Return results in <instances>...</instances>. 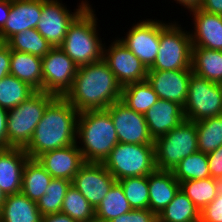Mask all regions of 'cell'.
I'll use <instances>...</instances> for the list:
<instances>
[{
  "instance_id": "74e56055",
  "label": "cell",
  "mask_w": 222,
  "mask_h": 222,
  "mask_svg": "<svg viewBox=\"0 0 222 222\" xmlns=\"http://www.w3.org/2000/svg\"><path fill=\"white\" fill-rule=\"evenodd\" d=\"M109 222H158V218L149 209H132L121 216L113 218Z\"/></svg>"
},
{
  "instance_id": "8d00e7d4",
  "label": "cell",
  "mask_w": 222,
  "mask_h": 222,
  "mask_svg": "<svg viewBox=\"0 0 222 222\" xmlns=\"http://www.w3.org/2000/svg\"><path fill=\"white\" fill-rule=\"evenodd\" d=\"M118 182L132 209H149L148 176L127 177Z\"/></svg>"
},
{
  "instance_id": "836d02e7",
  "label": "cell",
  "mask_w": 222,
  "mask_h": 222,
  "mask_svg": "<svg viewBox=\"0 0 222 222\" xmlns=\"http://www.w3.org/2000/svg\"><path fill=\"white\" fill-rule=\"evenodd\" d=\"M172 173L179 183L210 177L207 154L197 151L185 157L172 170Z\"/></svg>"
},
{
  "instance_id": "9c48e42d",
  "label": "cell",
  "mask_w": 222,
  "mask_h": 222,
  "mask_svg": "<svg viewBox=\"0 0 222 222\" xmlns=\"http://www.w3.org/2000/svg\"><path fill=\"white\" fill-rule=\"evenodd\" d=\"M186 120L197 122L222 114V84L190 76L188 95L183 106Z\"/></svg>"
},
{
  "instance_id": "5bb4252c",
  "label": "cell",
  "mask_w": 222,
  "mask_h": 222,
  "mask_svg": "<svg viewBox=\"0 0 222 222\" xmlns=\"http://www.w3.org/2000/svg\"><path fill=\"white\" fill-rule=\"evenodd\" d=\"M103 60L122 87L145 81L147 78L148 69L118 37L109 47L104 43Z\"/></svg>"
},
{
  "instance_id": "7bdbcfd3",
  "label": "cell",
  "mask_w": 222,
  "mask_h": 222,
  "mask_svg": "<svg viewBox=\"0 0 222 222\" xmlns=\"http://www.w3.org/2000/svg\"><path fill=\"white\" fill-rule=\"evenodd\" d=\"M199 9L211 14L222 15V0H202Z\"/></svg>"
},
{
  "instance_id": "1f68e13d",
  "label": "cell",
  "mask_w": 222,
  "mask_h": 222,
  "mask_svg": "<svg viewBox=\"0 0 222 222\" xmlns=\"http://www.w3.org/2000/svg\"><path fill=\"white\" fill-rule=\"evenodd\" d=\"M6 44L11 50L44 57L52 48L50 43L34 28L14 34Z\"/></svg>"
},
{
  "instance_id": "f35d334b",
  "label": "cell",
  "mask_w": 222,
  "mask_h": 222,
  "mask_svg": "<svg viewBox=\"0 0 222 222\" xmlns=\"http://www.w3.org/2000/svg\"><path fill=\"white\" fill-rule=\"evenodd\" d=\"M200 219L203 222H222V186L217 197L200 212Z\"/></svg>"
},
{
  "instance_id": "52a82bcc",
  "label": "cell",
  "mask_w": 222,
  "mask_h": 222,
  "mask_svg": "<svg viewBox=\"0 0 222 222\" xmlns=\"http://www.w3.org/2000/svg\"><path fill=\"white\" fill-rule=\"evenodd\" d=\"M197 151L196 124L185 119L176 128L154 140L156 169L172 171L181 160Z\"/></svg>"
},
{
  "instance_id": "7402d4cb",
  "label": "cell",
  "mask_w": 222,
  "mask_h": 222,
  "mask_svg": "<svg viewBox=\"0 0 222 222\" xmlns=\"http://www.w3.org/2000/svg\"><path fill=\"white\" fill-rule=\"evenodd\" d=\"M149 210L159 215L174 199L180 189V183L172 171L155 170L148 175Z\"/></svg>"
},
{
  "instance_id": "d6986e66",
  "label": "cell",
  "mask_w": 222,
  "mask_h": 222,
  "mask_svg": "<svg viewBox=\"0 0 222 222\" xmlns=\"http://www.w3.org/2000/svg\"><path fill=\"white\" fill-rule=\"evenodd\" d=\"M184 120L183 106L164 99H158L145 113V121L153 140L164 136Z\"/></svg>"
},
{
  "instance_id": "ac0fdd59",
  "label": "cell",
  "mask_w": 222,
  "mask_h": 222,
  "mask_svg": "<svg viewBox=\"0 0 222 222\" xmlns=\"http://www.w3.org/2000/svg\"><path fill=\"white\" fill-rule=\"evenodd\" d=\"M190 16L194 24V31H189L192 47L222 51V15L195 9L190 11Z\"/></svg>"
},
{
  "instance_id": "8fae6325",
  "label": "cell",
  "mask_w": 222,
  "mask_h": 222,
  "mask_svg": "<svg viewBox=\"0 0 222 222\" xmlns=\"http://www.w3.org/2000/svg\"><path fill=\"white\" fill-rule=\"evenodd\" d=\"M88 4V0H82L71 12L62 1L42 0V13L36 30L52 47H58L63 43L70 23Z\"/></svg>"
},
{
  "instance_id": "b9f144b4",
  "label": "cell",
  "mask_w": 222,
  "mask_h": 222,
  "mask_svg": "<svg viewBox=\"0 0 222 222\" xmlns=\"http://www.w3.org/2000/svg\"><path fill=\"white\" fill-rule=\"evenodd\" d=\"M7 115L8 111L0 107V149H8Z\"/></svg>"
},
{
  "instance_id": "f1b7e54d",
  "label": "cell",
  "mask_w": 222,
  "mask_h": 222,
  "mask_svg": "<svg viewBox=\"0 0 222 222\" xmlns=\"http://www.w3.org/2000/svg\"><path fill=\"white\" fill-rule=\"evenodd\" d=\"M158 222H195L200 219V211L179 189L174 199L157 215Z\"/></svg>"
},
{
  "instance_id": "2e32d148",
  "label": "cell",
  "mask_w": 222,
  "mask_h": 222,
  "mask_svg": "<svg viewBox=\"0 0 222 222\" xmlns=\"http://www.w3.org/2000/svg\"><path fill=\"white\" fill-rule=\"evenodd\" d=\"M192 70L148 71L147 82L159 99L174 101L184 106Z\"/></svg>"
},
{
  "instance_id": "e0dca14e",
  "label": "cell",
  "mask_w": 222,
  "mask_h": 222,
  "mask_svg": "<svg viewBox=\"0 0 222 222\" xmlns=\"http://www.w3.org/2000/svg\"><path fill=\"white\" fill-rule=\"evenodd\" d=\"M37 161L53 178H62L72 181L85 163L78 144L58 148L43 153Z\"/></svg>"
},
{
  "instance_id": "c3c4849f",
  "label": "cell",
  "mask_w": 222,
  "mask_h": 222,
  "mask_svg": "<svg viewBox=\"0 0 222 222\" xmlns=\"http://www.w3.org/2000/svg\"><path fill=\"white\" fill-rule=\"evenodd\" d=\"M6 45V41L4 40V38L2 37L1 33H0V49L2 47H4Z\"/></svg>"
},
{
  "instance_id": "5b68a950",
  "label": "cell",
  "mask_w": 222,
  "mask_h": 222,
  "mask_svg": "<svg viewBox=\"0 0 222 222\" xmlns=\"http://www.w3.org/2000/svg\"><path fill=\"white\" fill-rule=\"evenodd\" d=\"M176 22L166 23L160 20L159 50L155 62L148 71L192 70L190 32Z\"/></svg>"
},
{
  "instance_id": "30bf717a",
  "label": "cell",
  "mask_w": 222,
  "mask_h": 222,
  "mask_svg": "<svg viewBox=\"0 0 222 222\" xmlns=\"http://www.w3.org/2000/svg\"><path fill=\"white\" fill-rule=\"evenodd\" d=\"M78 66L58 46L42 57L43 92L64 97L71 89Z\"/></svg>"
},
{
  "instance_id": "9a60e30c",
  "label": "cell",
  "mask_w": 222,
  "mask_h": 222,
  "mask_svg": "<svg viewBox=\"0 0 222 222\" xmlns=\"http://www.w3.org/2000/svg\"><path fill=\"white\" fill-rule=\"evenodd\" d=\"M115 182L103 163L85 162L74 176L72 185L95 209Z\"/></svg>"
},
{
  "instance_id": "44dd1931",
  "label": "cell",
  "mask_w": 222,
  "mask_h": 222,
  "mask_svg": "<svg viewBox=\"0 0 222 222\" xmlns=\"http://www.w3.org/2000/svg\"><path fill=\"white\" fill-rule=\"evenodd\" d=\"M41 13L42 0H11L9 17L0 30L4 40L24 30L36 29Z\"/></svg>"
},
{
  "instance_id": "7c38bea8",
  "label": "cell",
  "mask_w": 222,
  "mask_h": 222,
  "mask_svg": "<svg viewBox=\"0 0 222 222\" xmlns=\"http://www.w3.org/2000/svg\"><path fill=\"white\" fill-rule=\"evenodd\" d=\"M119 40L149 69L156 60L160 45V20L143 19Z\"/></svg>"
},
{
  "instance_id": "f6af8a7d",
  "label": "cell",
  "mask_w": 222,
  "mask_h": 222,
  "mask_svg": "<svg viewBox=\"0 0 222 222\" xmlns=\"http://www.w3.org/2000/svg\"><path fill=\"white\" fill-rule=\"evenodd\" d=\"M11 0H0V30L4 27L10 13Z\"/></svg>"
},
{
  "instance_id": "8992f818",
  "label": "cell",
  "mask_w": 222,
  "mask_h": 222,
  "mask_svg": "<svg viewBox=\"0 0 222 222\" xmlns=\"http://www.w3.org/2000/svg\"><path fill=\"white\" fill-rule=\"evenodd\" d=\"M53 94L36 91L26 101L8 110V148H25L42 119L47 105L55 98Z\"/></svg>"
},
{
  "instance_id": "ee69618b",
  "label": "cell",
  "mask_w": 222,
  "mask_h": 222,
  "mask_svg": "<svg viewBox=\"0 0 222 222\" xmlns=\"http://www.w3.org/2000/svg\"><path fill=\"white\" fill-rule=\"evenodd\" d=\"M41 222H76L70 216L59 212L55 214H49L42 216Z\"/></svg>"
},
{
  "instance_id": "f546056e",
  "label": "cell",
  "mask_w": 222,
  "mask_h": 222,
  "mask_svg": "<svg viewBox=\"0 0 222 222\" xmlns=\"http://www.w3.org/2000/svg\"><path fill=\"white\" fill-rule=\"evenodd\" d=\"M158 99L147 80L122 87L121 101L137 113L145 115Z\"/></svg>"
},
{
  "instance_id": "4dcf8cb0",
  "label": "cell",
  "mask_w": 222,
  "mask_h": 222,
  "mask_svg": "<svg viewBox=\"0 0 222 222\" xmlns=\"http://www.w3.org/2000/svg\"><path fill=\"white\" fill-rule=\"evenodd\" d=\"M35 92L27 83L9 74L0 80V107L7 111L11 110Z\"/></svg>"
},
{
  "instance_id": "7a4b0ae2",
  "label": "cell",
  "mask_w": 222,
  "mask_h": 222,
  "mask_svg": "<svg viewBox=\"0 0 222 222\" xmlns=\"http://www.w3.org/2000/svg\"><path fill=\"white\" fill-rule=\"evenodd\" d=\"M79 112L64 98L55 97L45 108L28 145L24 148L30 159L45 152L76 143Z\"/></svg>"
},
{
  "instance_id": "4316f807",
  "label": "cell",
  "mask_w": 222,
  "mask_h": 222,
  "mask_svg": "<svg viewBox=\"0 0 222 222\" xmlns=\"http://www.w3.org/2000/svg\"><path fill=\"white\" fill-rule=\"evenodd\" d=\"M221 186L222 182L212 177L180 183V189L200 212L217 197Z\"/></svg>"
},
{
  "instance_id": "277c9868",
  "label": "cell",
  "mask_w": 222,
  "mask_h": 222,
  "mask_svg": "<svg viewBox=\"0 0 222 222\" xmlns=\"http://www.w3.org/2000/svg\"><path fill=\"white\" fill-rule=\"evenodd\" d=\"M95 9L90 3L70 23L59 46L79 67L103 59L104 44L97 30Z\"/></svg>"
},
{
  "instance_id": "60d3db41",
  "label": "cell",
  "mask_w": 222,
  "mask_h": 222,
  "mask_svg": "<svg viewBox=\"0 0 222 222\" xmlns=\"http://www.w3.org/2000/svg\"><path fill=\"white\" fill-rule=\"evenodd\" d=\"M11 49L6 44L0 49V80L10 74Z\"/></svg>"
},
{
  "instance_id": "3957f363",
  "label": "cell",
  "mask_w": 222,
  "mask_h": 222,
  "mask_svg": "<svg viewBox=\"0 0 222 222\" xmlns=\"http://www.w3.org/2000/svg\"><path fill=\"white\" fill-rule=\"evenodd\" d=\"M76 140L84 161L95 163H103L119 143L113 121L106 110L80 112Z\"/></svg>"
},
{
  "instance_id": "ba28073f",
  "label": "cell",
  "mask_w": 222,
  "mask_h": 222,
  "mask_svg": "<svg viewBox=\"0 0 222 222\" xmlns=\"http://www.w3.org/2000/svg\"><path fill=\"white\" fill-rule=\"evenodd\" d=\"M116 181L156 170L154 145L118 143L103 162Z\"/></svg>"
},
{
  "instance_id": "ab89813d",
  "label": "cell",
  "mask_w": 222,
  "mask_h": 222,
  "mask_svg": "<svg viewBox=\"0 0 222 222\" xmlns=\"http://www.w3.org/2000/svg\"><path fill=\"white\" fill-rule=\"evenodd\" d=\"M210 177L222 182V145L207 154Z\"/></svg>"
},
{
  "instance_id": "603a6c76",
  "label": "cell",
  "mask_w": 222,
  "mask_h": 222,
  "mask_svg": "<svg viewBox=\"0 0 222 222\" xmlns=\"http://www.w3.org/2000/svg\"><path fill=\"white\" fill-rule=\"evenodd\" d=\"M10 74L27 83L35 91L43 92L41 57L11 50Z\"/></svg>"
},
{
  "instance_id": "bcb514c9",
  "label": "cell",
  "mask_w": 222,
  "mask_h": 222,
  "mask_svg": "<svg viewBox=\"0 0 222 222\" xmlns=\"http://www.w3.org/2000/svg\"><path fill=\"white\" fill-rule=\"evenodd\" d=\"M174 1L177 4L179 3V5L184 6V8H186L188 11L199 9L202 4V0H174Z\"/></svg>"
},
{
  "instance_id": "484cf974",
  "label": "cell",
  "mask_w": 222,
  "mask_h": 222,
  "mask_svg": "<svg viewBox=\"0 0 222 222\" xmlns=\"http://www.w3.org/2000/svg\"><path fill=\"white\" fill-rule=\"evenodd\" d=\"M52 178L37 159L29 158L24 165L21 192L30 200L38 202Z\"/></svg>"
},
{
  "instance_id": "83f0119b",
  "label": "cell",
  "mask_w": 222,
  "mask_h": 222,
  "mask_svg": "<svg viewBox=\"0 0 222 222\" xmlns=\"http://www.w3.org/2000/svg\"><path fill=\"white\" fill-rule=\"evenodd\" d=\"M132 210L121 184L116 181L100 204L95 208V220L109 222Z\"/></svg>"
},
{
  "instance_id": "4fadbf2b",
  "label": "cell",
  "mask_w": 222,
  "mask_h": 222,
  "mask_svg": "<svg viewBox=\"0 0 222 222\" xmlns=\"http://www.w3.org/2000/svg\"><path fill=\"white\" fill-rule=\"evenodd\" d=\"M106 111L111 116L119 143L154 145L144 114L130 109L121 100Z\"/></svg>"
},
{
  "instance_id": "d6a6232c",
  "label": "cell",
  "mask_w": 222,
  "mask_h": 222,
  "mask_svg": "<svg viewBox=\"0 0 222 222\" xmlns=\"http://www.w3.org/2000/svg\"><path fill=\"white\" fill-rule=\"evenodd\" d=\"M198 151L210 153L222 145V114L195 122Z\"/></svg>"
},
{
  "instance_id": "d4e9b609",
  "label": "cell",
  "mask_w": 222,
  "mask_h": 222,
  "mask_svg": "<svg viewBox=\"0 0 222 222\" xmlns=\"http://www.w3.org/2000/svg\"><path fill=\"white\" fill-rule=\"evenodd\" d=\"M191 69L201 78L222 84V51L192 47Z\"/></svg>"
},
{
  "instance_id": "7dc6e473",
  "label": "cell",
  "mask_w": 222,
  "mask_h": 222,
  "mask_svg": "<svg viewBox=\"0 0 222 222\" xmlns=\"http://www.w3.org/2000/svg\"><path fill=\"white\" fill-rule=\"evenodd\" d=\"M5 199H6V195L3 193V191L0 188V209H1L2 204L5 201Z\"/></svg>"
},
{
  "instance_id": "ffe728a7",
  "label": "cell",
  "mask_w": 222,
  "mask_h": 222,
  "mask_svg": "<svg viewBox=\"0 0 222 222\" xmlns=\"http://www.w3.org/2000/svg\"><path fill=\"white\" fill-rule=\"evenodd\" d=\"M28 159L23 148L0 149V188L5 195L21 192L24 165Z\"/></svg>"
},
{
  "instance_id": "6da1fadb",
  "label": "cell",
  "mask_w": 222,
  "mask_h": 222,
  "mask_svg": "<svg viewBox=\"0 0 222 222\" xmlns=\"http://www.w3.org/2000/svg\"><path fill=\"white\" fill-rule=\"evenodd\" d=\"M122 86L107 63L101 59L78 67L71 89L64 98L80 113L106 110L120 101Z\"/></svg>"
},
{
  "instance_id": "cb8c5ba5",
  "label": "cell",
  "mask_w": 222,
  "mask_h": 222,
  "mask_svg": "<svg viewBox=\"0 0 222 222\" xmlns=\"http://www.w3.org/2000/svg\"><path fill=\"white\" fill-rule=\"evenodd\" d=\"M41 219L37 202L22 192L6 195L0 209V222H41Z\"/></svg>"
},
{
  "instance_id": "d590c367",
  "label": "cell",
  "mask_w": 222,
  "mask_h": 222,
  "mask_svg": "<svg viewBox=\"0 0 222 222\" xmlns=\"http://www.w3.org/2000/svg\"><path fill=\"white\" fill-rule=\"evenodd\" d=\"M72 181L62 178H52L45 194L37 202L42 216L61 212L63 200Z\"/></svg>"
},
{
  "instance_id": "e575fe53",
  "label": "cell",
  "mask_w": 222,
  "mask_h": 222,
  "mask_svg": "<svg viewBox=\"0 0 222 222\" xmlns=\"http://www.w3.org/2000/svg\"><path fill=\"white\" fill-rule=\"evenodd\" d=\"M61 212L76 222H92L95 220V209L71 184L63 200Z\"/></svg>"
}]
</instances>
